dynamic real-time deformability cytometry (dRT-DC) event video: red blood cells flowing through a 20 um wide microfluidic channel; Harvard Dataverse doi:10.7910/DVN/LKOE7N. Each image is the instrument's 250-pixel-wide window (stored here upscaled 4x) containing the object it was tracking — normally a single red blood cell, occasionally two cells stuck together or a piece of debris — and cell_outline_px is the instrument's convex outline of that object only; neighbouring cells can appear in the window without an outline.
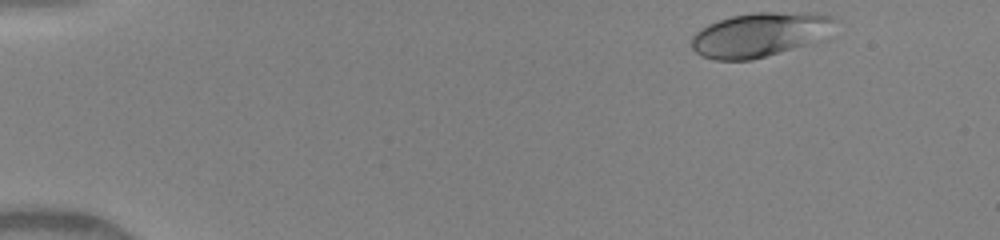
{"species": "human", "species_latin": "Homo sapiens", "temperature_condition": "warm", "stored_images_in_passage": 42, "camera_frame_rate_fps": 3000, "um_per_image_px": 0.085, "donor": {"sex": "female"}, "frame": {"image": 1, "passage_image": 1, "time_ms": 0.0, "image_size_px": [1000, 240], "cell_outline_px": [[832, 20], [812, 44], [752, 60], [716, 60], [704, 56], [696, 52], [692, 48], [692, 36], [700, 28], [708, 24], [732, 16], [752, 12], [816, 12], [832, 16]], "centroid_in_image_um": [64.48, 2.94], "position_along_channel_um": 20.5, "area_um2": 36.36}}
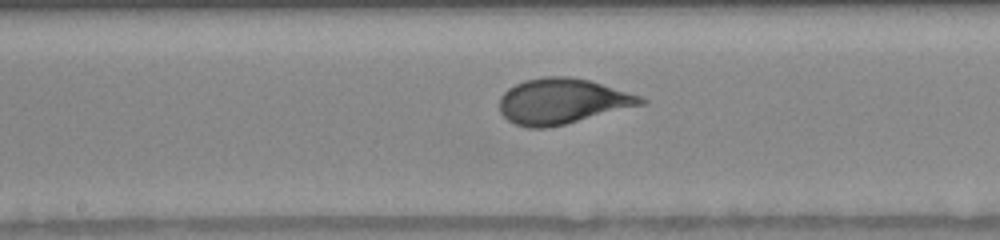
{"frame": {"image": 2, "passage_image": 21, "time_ms": 7.0, "image_size_px": [1000, 240], "cell_outline_px": [[648, 100], [644, 104], [548, 128], [528, 128], [516, 124], [508, 120], [500, 112], [500, 96], [508, 88], [524, 80], [544, 76], [568, 76], [592, 80], [640, 96]], "centroid_in_image_um": [47.77, 8.59], "position_along_channel_um": 200.4, "area_um2": 37.4}}
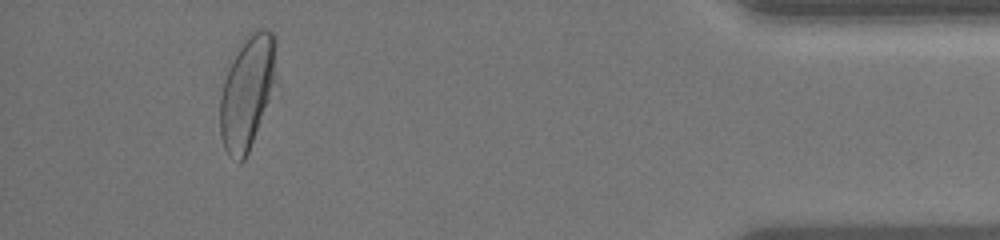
{"frame": {"image": 3, "passage_image": 40, "time_ms": 13.333, "image_size_px": [1000, 240], "cell_outline_px": [[276, 84], [248, 152], [244, 160], [240, 164], [228, 156], [224, 148], [220, 136], [220, 96], [224, 80], [228, 68], [240, 40], [248, 32], [260, 28], [264, 28], [272, 32], [276, 40]], "centroid_in_image_um": [21.01, 7.78], "position_along_channel_um": 414.2, "area_um2": 37.8}, "authors_computed_cell_mechanics": {"area_um2": 36.8764, "velocity_mm_per_s": 4.1546, "shape_relaxation_time_tau1_ms": 3.3753, "shape_relaxation_time_tau2_ms": null, "deformation_change_tau1": 0.17, "deformation_change_tau2": null}}